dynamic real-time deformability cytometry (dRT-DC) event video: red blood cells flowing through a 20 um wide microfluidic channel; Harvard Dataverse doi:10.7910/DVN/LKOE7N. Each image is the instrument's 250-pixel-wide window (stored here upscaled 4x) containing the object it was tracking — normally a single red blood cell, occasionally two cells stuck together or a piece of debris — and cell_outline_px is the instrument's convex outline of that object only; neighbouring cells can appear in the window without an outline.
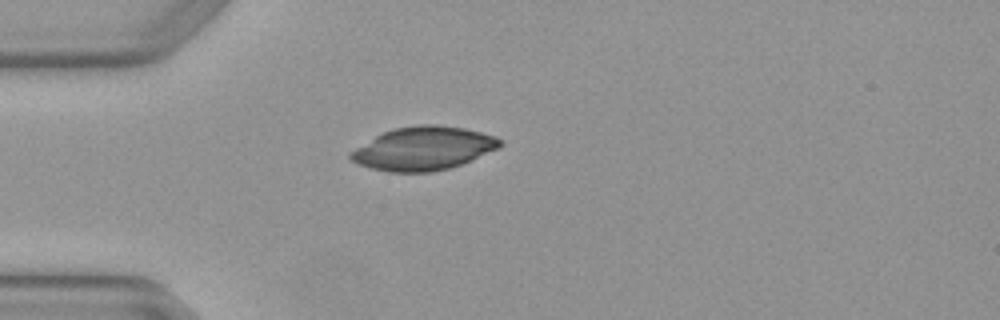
{"species": "Egyptian fruit bat (a non-hibernating species)", "species_latin": "Rousettus aegyptiacus", "temperature_condition": "warm", "stored_images_in_passage": 2, "camera_frame_rate_fps": 3000, "um_per_image_px": 0.085, "animal": {"sex": "female"}, "frame": {"image": 1, "passage_image": 2, "time_ms": 0.333, "image_size_px": [1000, 320], "cell_outline_px": [[504, 144], [500, 148], [472, 160], [448, 168], [432, 172], [388, 172], [372, 168], [360, 164], [352, 160], [348, 156], [348, 152], [376, 136], [392, 128], [416, 124], [436, 124], [464, 128], [496, 136], [504, 140]], "centroid_in_image_um": [36.03, 12.61], "position_along_channel_um": 49.0, "area_um2": 37.97}}